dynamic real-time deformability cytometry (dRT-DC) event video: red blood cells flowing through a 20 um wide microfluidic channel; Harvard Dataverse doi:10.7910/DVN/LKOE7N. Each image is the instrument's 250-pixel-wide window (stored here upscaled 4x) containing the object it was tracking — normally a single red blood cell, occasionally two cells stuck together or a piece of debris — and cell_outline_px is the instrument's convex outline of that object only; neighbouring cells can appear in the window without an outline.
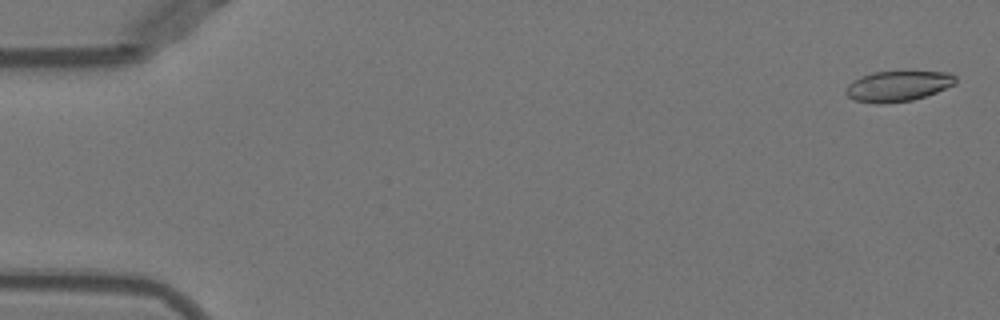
{"species": "Egyptian fruit bat (a non-hibernating species)", "species_latin": "Rousettus aegyptiacus", "temperature_condition": "warm", "stored_images_in_passage": 8, "camera_frame_rate_fps": 3000, "um_per_image_px": 0.085, "animal": {"sex": "female"}, "frame": {"image": 1, "passage_image": 2, "time_ms": 0.333, "image_size_px": [1000, 320], "cell_outline_px": [[956, 84], [936, 92], [912, 100], [880, 104], [876, 104], [856, 100], [848, 96], [844, 92], [848, 84], [852, 80], [872, 72], [948, 72], [956, 76]], "centroid_in_image_um": [76.3, 7.32], "position_along_channel_um": 8.7, "area_um2": 19.36}}